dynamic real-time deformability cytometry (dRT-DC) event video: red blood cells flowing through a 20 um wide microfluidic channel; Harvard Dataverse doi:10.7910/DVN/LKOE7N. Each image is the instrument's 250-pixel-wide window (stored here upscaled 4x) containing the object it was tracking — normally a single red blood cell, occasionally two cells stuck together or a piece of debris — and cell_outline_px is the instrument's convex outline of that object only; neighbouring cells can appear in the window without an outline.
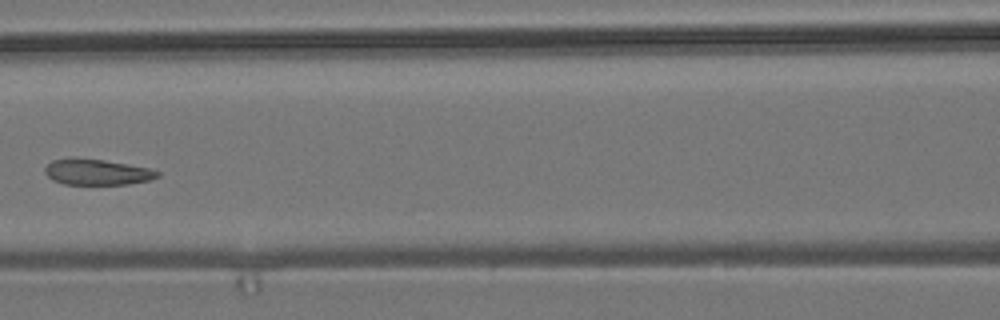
{"species": "common noctule bat (a hibernating species)", "species_latin": "Nyctalus noctula", "temperature_condition": "room temperature", "stored_images_in_passage": 10, "camera_frame_rate_fps": 3000, "um_per_image_px": 0.085, "animal": {"sex": "male", "body_mass_g": 19.2, "forearm_length_mm": 51.8}, "frame": {"image": 1, "passage_image": 9, "time_ms": 9.333, "image_size_px": [1000, 320], "cell_outline_px": [[160, 176], [152, 180], [128, 184], [64, 184], [52, 180], [44, 172], [44, 168], [52, 160], [104, 160], [128, 164], [148, 168], [160, 172]], "centroid_in_image_um": [8.3, 14.66], "position_along_channel_um": 158.3, "area_um2": 16.47}}
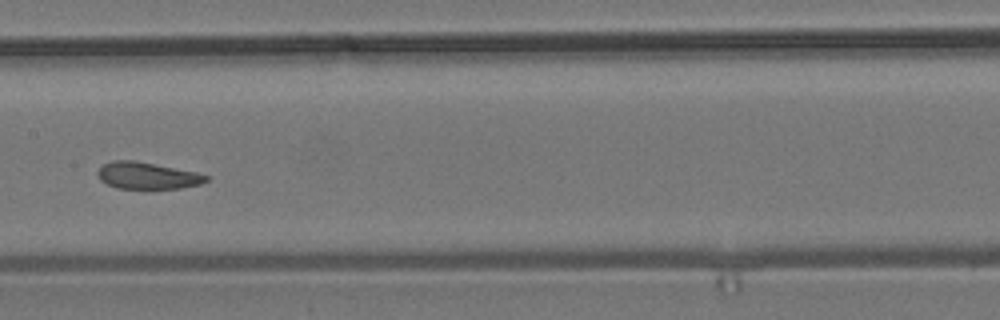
{"frame": {"image": 2, "passage_image": 10, "time_ms": 10.333, "image_size_px": [1000, 320], "cell_outline_px": [[208, 180], [200, 184], [180, 188], [116, 188], [100, 180], [96, 172], [104, 164], [112, 160], [136, 160], [196, 172], [208, 176]], "centroid_in_image_um": [12.5, 14.92], "position_along_channel_um": 194.9, "area_um2": 16.82}}